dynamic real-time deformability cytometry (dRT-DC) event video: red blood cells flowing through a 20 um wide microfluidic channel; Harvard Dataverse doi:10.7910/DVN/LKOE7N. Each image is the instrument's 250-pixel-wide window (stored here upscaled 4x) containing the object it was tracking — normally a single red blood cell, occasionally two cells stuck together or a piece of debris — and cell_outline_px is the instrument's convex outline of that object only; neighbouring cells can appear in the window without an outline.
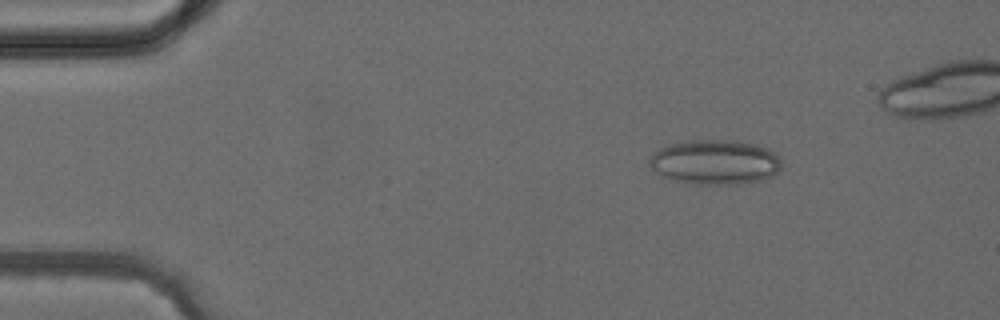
{"species": "common noctule bat (a hibernating species)", "species_latin": "Nyctalus noctula", "temperature_condition": "cold", "stored_images_in_passage": 4, "camera_frame_rate_fps": 3000, "um_per_image_px": 0.085, "animal": {"sex": "female", "body_mass_g": 24.6, "forearm_length_mm": 56.2}, "frame": {"image": 1, "passage_image": 2, "time_ms": 1.0, "image_size_px": [1000, 320], "cell_outline_px": [[780, 168], [772, 176], [760, 180], [736, 184], [692, 184], [672, 180], [656, 172], [648, 164], [648, 160], [660, 148], [668, 144], [692, 140], [736, 140], [756, 144], [768, 148], [780, 160]], "centroid_in_image_um": [60.76, 13.77], "position_along_channel_um": 24.2, "area_um2": 34.33}}